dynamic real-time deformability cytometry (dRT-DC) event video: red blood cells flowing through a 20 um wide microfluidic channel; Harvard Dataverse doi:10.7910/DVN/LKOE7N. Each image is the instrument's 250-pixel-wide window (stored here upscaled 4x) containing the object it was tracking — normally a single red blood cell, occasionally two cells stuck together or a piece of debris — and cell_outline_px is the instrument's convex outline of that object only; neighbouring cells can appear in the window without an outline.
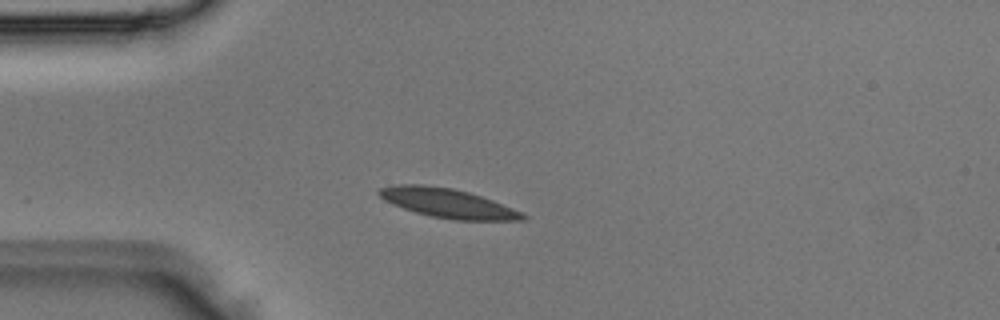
{"species": "Egyptian fruit bat (a non-hibernating species)", "species_latin": "Rousettus aegyptiacus", "temperature_condition": "room temperature", "stored_images_in_passage": 3, "camera_frame_rate_fps": 3000, "um_per_image_px": 0.085, "animal": {"sex": "male"}, "frame": {"image": 1, "passage_image": 3, "time_ms": 0.667, "image_size_px": [1000, 320], "cell_outline_px": [[528, 216], [524, 220], [452, 220], [432, 216], [416, 212], [392, 204], [384, 200], [376, 192], [380, 188], [396, 184], [424, 184], [452, 188], [468, 192], [492, 200], [524, 212]], "centroid_in_image_um": [38.06, 17.26], "position_along_channel_um": 46.9, "area_um2": 24.45}}